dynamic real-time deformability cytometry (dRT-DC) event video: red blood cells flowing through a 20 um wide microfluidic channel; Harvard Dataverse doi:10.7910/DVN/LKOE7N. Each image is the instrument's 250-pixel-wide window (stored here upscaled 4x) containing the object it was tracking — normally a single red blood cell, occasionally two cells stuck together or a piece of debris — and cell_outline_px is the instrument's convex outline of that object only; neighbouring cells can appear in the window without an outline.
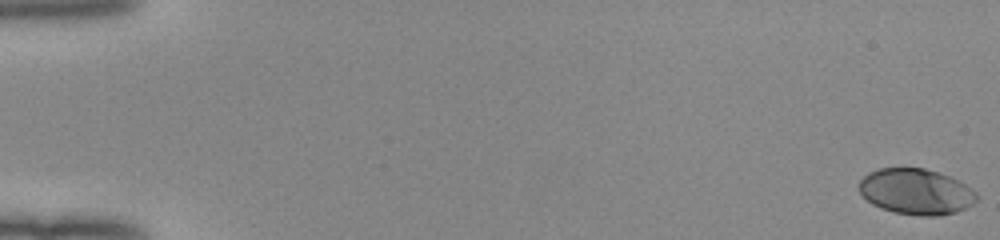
{"species": "human", "species_latin": "Homo sapiens", "temperature_condition": "room temperature", "stored_images_in_passage": 53, "camera_frame_rate_fps": 3000, "um_per_image_px": 0.085, "donor": {"sex": "female"}, "frame": {"image": 1, "passage_image": 1, "time_ms": 0.0, "image_size_px": [1000, 240], "cell_outline_px": [[976, 200], [972, 204], [956, 212], [940, 216], [920, 216], [896, 212], [880, 208], [872, 204], [860, 192], [860, 180], [868, 172], [880, 168], [924, 168], [948, 176], [964, 184], [976, 192]], "centroid_in_image_um": [77.84, 16.29], "position_along_channel_um": 7.2, "area_um2": 31.04}}
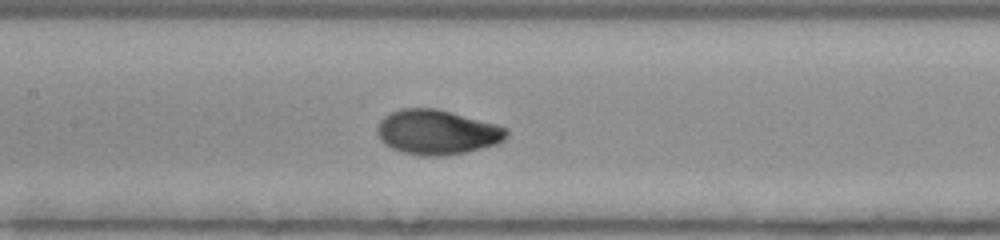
{"frame": {"image": 2, "passage_image": 27, "time_ms": 8.667, "image_size_px": [1000, 240], "cell_outline_px": [[508, 136], [504, 140], [496, 144], [464, 152], [440, 156], [420, 156], [400, 152], [384, 144], [380, 140], [376, 132], [376, 128], [380, 120], [384, 116], [400, 108], [436, 108], [496, 124], [508, 128]], "centroid_in_image_um": [37.11, 11.23], "position_along_channel_um": 170.3, "area_um2": 33.81}}
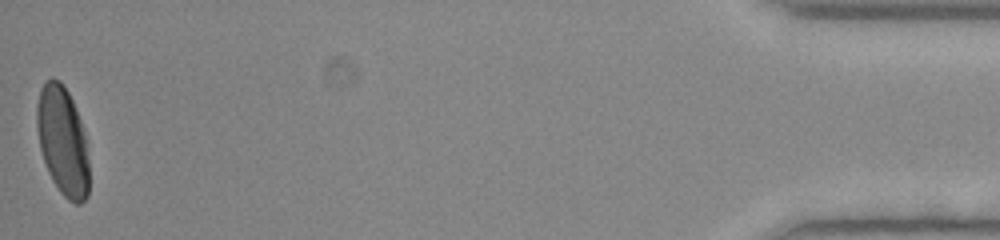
{"frame": {"image": 3, "passage_image": 53, "time_ms": 17.333, "image_size_px": [1000, 240], "cell_outline_px": [[88, 196], [80, 204], [76, 204], [68, 200], [60, 192], [52, 180], [48, 172], [40, 148], [36, 124], [36, 108], [40, 88], [52, 76], [60, 80], [64, 84], [72, 100], [80, 120], [84, 132], [88, 160]], "centroid_in_image_um": [5.31, 11.97], "position_along_channel_um": 429.9, "area_um2": 33.12}, "authors_computed_cell_mechanics": {"area_um2": 32.4258, "velocity_mm_per_s": 4.0027, "shape_relaxation_time_tau1_ms": 3.5448, "shape_relaxation_time_tau2_ms": null, "deformation_change_tau1": 0.194, "deformation_change_tau2": null}}